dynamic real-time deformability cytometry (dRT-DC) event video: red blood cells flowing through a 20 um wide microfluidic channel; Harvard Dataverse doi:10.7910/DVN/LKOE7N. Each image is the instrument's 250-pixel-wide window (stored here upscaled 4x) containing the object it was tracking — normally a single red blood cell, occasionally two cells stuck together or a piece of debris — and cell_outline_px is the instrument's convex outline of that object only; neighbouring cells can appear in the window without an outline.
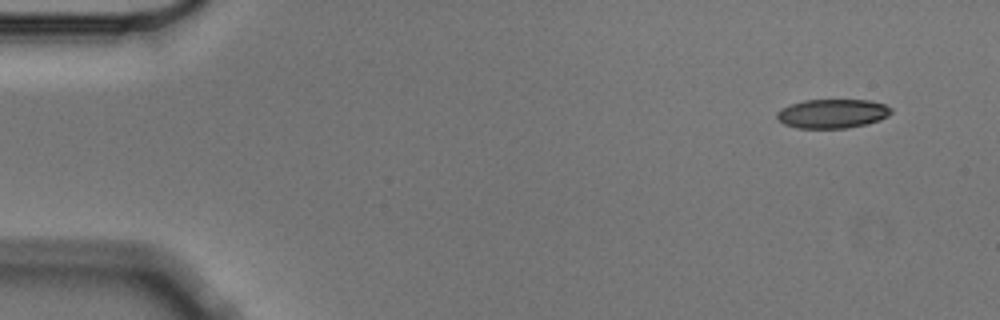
{"species": "Egyptian fruit bat (a non-hibernating species)", "species_latin": "Rousettus aegyptiacus", "temperature_condition": "cold", "stored_images_in_passage": 4, "camera_frame_rate_fps": 3000, "um_per_image_px": 0.085, "animal": {"sex": "male"}, "frame": {"image": 1, "passage_image": 1, "time_ms": 0.0, "image_size_px": [1000, 320], "cell_outline_px": [[892, 112], [888, 116], [880, 120], [848, 128], [796, 128], [784, 124], [776, 116], [776, 112], [780, 108], [804, 100], [868, 100], [884, 104], [892, 108]], "centroid_in_image_um": [70.75, 9.65], "position_along_channel_um": 14.3, "area_um2": 19.36}}
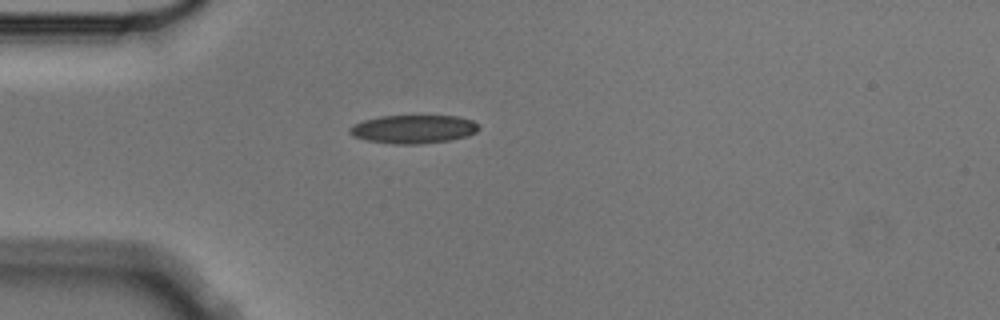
{"frame": {"image": 2, "passage_image": 4, "time_ms": 1.0, "image_size_px": [1000, 320], "cell_outline_px": [[480, 128], [476, 132], [468, 136], [448, 140], [420, 144], [392, 144], [364, 140], [352, 136], [348, 132], [348, 128], [352, 124], [364, 120], [380, 116], [456, 116], [472, 120], [480, 124]], "centroid_in_image_um": [35.11, 10.98], "position_along_channel_um": 49.9, "area_um2": 21.62}}